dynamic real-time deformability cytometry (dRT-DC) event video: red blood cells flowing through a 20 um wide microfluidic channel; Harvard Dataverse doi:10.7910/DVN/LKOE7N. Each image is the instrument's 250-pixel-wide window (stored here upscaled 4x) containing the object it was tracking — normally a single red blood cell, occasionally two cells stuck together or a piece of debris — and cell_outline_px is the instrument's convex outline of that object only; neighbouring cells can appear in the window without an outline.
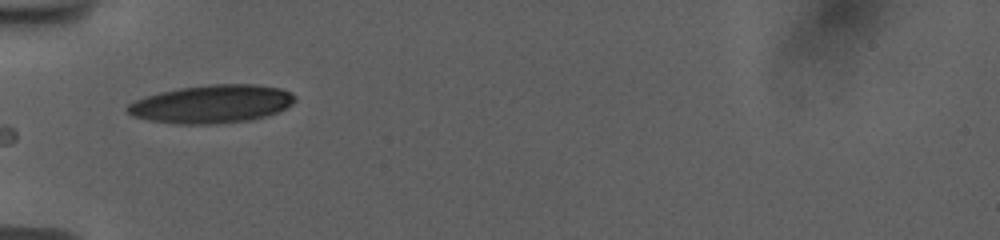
{"species": "human", "species_latin": "Homo sapiens", "temperature_condition": "room temperature", "stored_images_in_passage": 4, "camera_frame_rate_fps": 3000, "um_per_image_px": 0.085, "donor": {"sex": "female"}, "frame": {"image": 1, "passage_image": 1, "time_ms": 0.0, "image_size_px": [1000, 240], "cell_outline_px": [[296, 100], [292, 104], [276, 112], [264, 116], [248, 120], [208, 124], [176, 124], [148, 120], [132, 116], [124, 108], [128, 104], [144, 96], [160, 92], [180, 88], [208, 84], [256, 84], [280, 88], [296, 96]], "centroid_in_image_um": [17.95, 8.83], "position_along_channel_um": 67.0, "area_um2": 37.11}}